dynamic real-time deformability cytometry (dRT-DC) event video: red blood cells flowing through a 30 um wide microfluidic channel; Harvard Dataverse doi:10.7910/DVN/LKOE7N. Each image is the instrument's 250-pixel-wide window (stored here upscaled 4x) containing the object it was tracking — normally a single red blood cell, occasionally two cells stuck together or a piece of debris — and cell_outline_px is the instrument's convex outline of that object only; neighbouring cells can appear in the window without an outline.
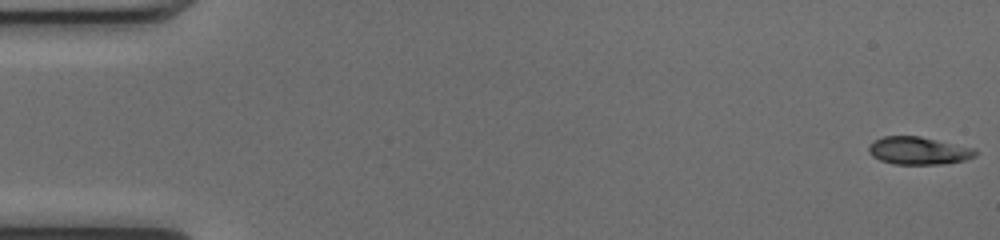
{"species": "common noctule bat (a hibernating species)", "species_latin": "Nyctalus noctula", "temperature_condition": "cold", "stored_images_in_passage": 51, "camera_frame_rate_fps": 3000, "um_per_image_px": 0.085, "animal": {"sex": "female", "body_mass_g": 17.0, "forearm_length_mm": 48.0}, "frame": {"image": 1, "passage_image": 1, "time_ms": 0.0, "image_size_px": [1000, 240], "cell_outline_px": [[980, 152], [976, 156], [964, 160], [944, 164], [892, 164], [880, 160], [872, 156], [868, 152], [868, 148], [876, 140], [884, 136], [920, 136], [976, 148]], "centroid_in_image_um": [78.13, 12.81], "position_along_channel_um": 6.9, "area_um2": 17.34}}
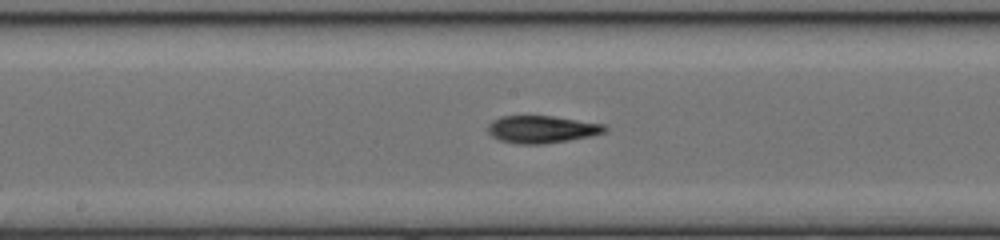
{"frame": {"image": 2, "passage_image": 27, "time_ms": 8.667, "image_size_px": [1000, 240], "cell_outline_px": [[608, 132], [592, 136], [544, 144], [516, 144], [500, 140], [492, 136], [488, 132], [488, 124], [492, 120], [500, 116], [552, 116], [604, 124], [608, 128]], "centroid_in_image_um": [46.07, 10.99], "position_along_channel_um": 202.1, "area_um2": 18.79}}
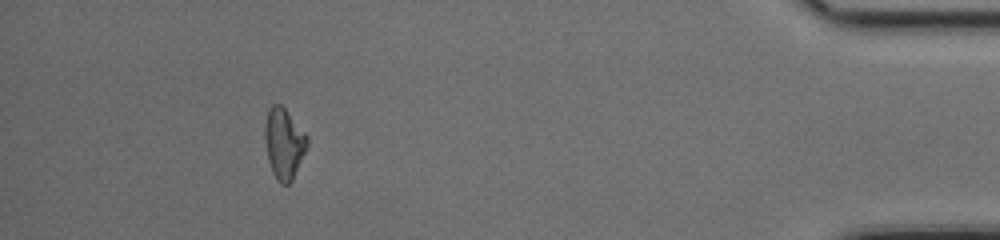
{"frame": {"image": 3, "passage_image": 47, "time_ms": 15.333, "image_size_px": [1000, 240], "cell_outline_px": [[308, 144], [292, 180], [288, 184], [280, 184], [276, 180], [272, 172], [268, 160], [264, 140], [264, 124], [268, 108], [272, 104], [280, 104], [284, 108], [308, 136]], "centroid_in_image_um": [24.1, 12.19], "position_along_channel_um": 411.1, "area_um2": 17.46}, "authors_computed_cell_mechanics": {"area_um2": 17.8024, "velocity_mm_per_s": 4.0568, "shape_relaxation_time_tau1_ms": 10.5383, "shape_relaxation_time_tau2_ms": 4.5237, "deformation_change_tau1": 0.2812, "deformation_change_tau2": 0.129}}